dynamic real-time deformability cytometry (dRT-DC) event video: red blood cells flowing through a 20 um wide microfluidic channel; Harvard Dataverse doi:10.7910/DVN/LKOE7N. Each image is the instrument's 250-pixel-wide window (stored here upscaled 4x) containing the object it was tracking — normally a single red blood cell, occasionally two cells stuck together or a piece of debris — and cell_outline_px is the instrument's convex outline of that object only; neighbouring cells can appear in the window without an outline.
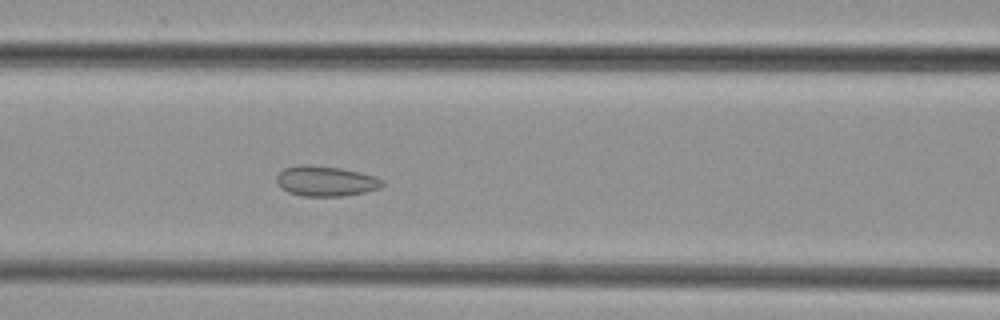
{"species": "common noctule bat (a hibernating species)", "species_latin": "Nyctalus noctula", "temperature_condition": "cold", "stored_images_in_passage": 43, "camera_frame_rate_fps": 3000, "um_per_image_px": 0.085, "animal": {"sex": "female", "body_mass_g": 29.2, "forearm_length_mm": 56.3}, "frame": {"image": 1, "passage_image": 14, "time_ms": 4.333, "image_size_px": [1000, 320], "cell_outline_px": [[384, 184], [380, 188], [364, 192], [340, 196], [300, 196], [288, 192], [280, 188], [276, 180], [276, 176], [284, 168], [300, 164], [308, 164], [340, 168], [360, 172], [376, 176], [384, 180]], "centroid_in_image_um": [27.67, 15.39], "position_along_channel_um": 138.9, "area_um2": 18.79}}
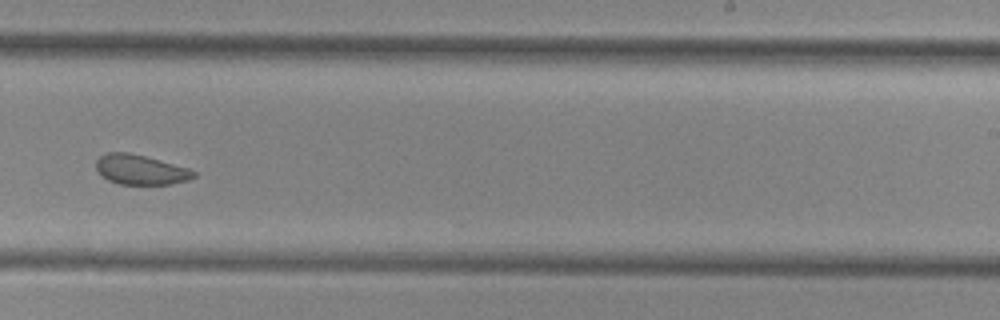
{"frame": {"image": 2, "passage_image": 24, "time_ms": 7.667, "image_size_px": [1000, 320], "cell_outline_px": [[196, 176], [188, 180], [168, 184], [120, 184], [108, 180], [96, 168], [96, 160], [100, 156], [108, 152], [128, 152], [144, 156], [188, 168], [196, 172]], "centroid_in_image_um": [11.94, 14.42], "position_along_channel_um": 277.1, "area_um2": 16.7}}
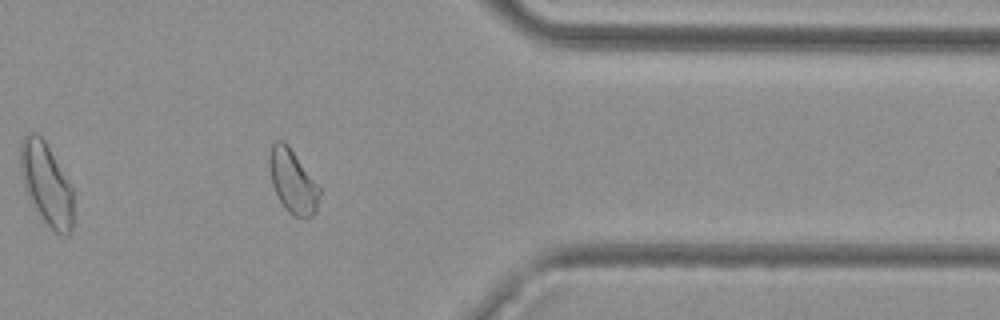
{"frame": {"image": 3, "passage_image": 33, "time_ms": 10.667, "image_size_px": [1000, 320], "cell_outline_px": [[320, 196], [316, 212], [308, 220], [296, 216], [288, 212], [284, 208], [272, 184], [268, 164], [268, 156], [272, 144], [276, 140], [284, 140], [288, 144], [320, 188]], "centroid_in_image_um": [24.88, 15.42], "position_along_channel_um": 386.5, "area_um2": 18.73}}